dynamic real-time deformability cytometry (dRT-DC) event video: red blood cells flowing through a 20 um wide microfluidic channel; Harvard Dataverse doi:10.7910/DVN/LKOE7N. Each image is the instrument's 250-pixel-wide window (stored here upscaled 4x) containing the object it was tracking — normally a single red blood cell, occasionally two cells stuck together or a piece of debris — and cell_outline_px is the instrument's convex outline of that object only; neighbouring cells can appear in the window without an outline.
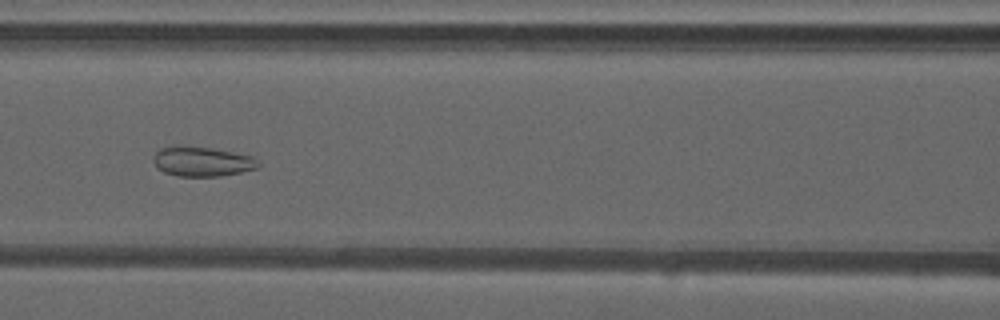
{"species": "common noctule bat (a hibernating species)", "species_latin": "Nyctalus noctula", "temperature_condition": "warm", "stored_images_in_passage": 43, "camera_frame_rate_fps": 3000, "um_per_image_px": 0.085, "animal": {"sex": "male", "forearm_length_mm": 52.5}, "frame": {"image": 1, "passage_image": 16, "time_ms": 5.0, "image_size_px": [1000, 320], "cell_outline_px": [[260, 164], [256, 168], [240, 172], [220, 176], [176, 176], [164, 172], [156, 168], [152, 160], [152, 156], [160, 148], [212, 148], [252, 156]], "centroid_in_image_um": [17.16, 13.76], "position_along_channel_um": 149.4, "area_um2": 17.63}}
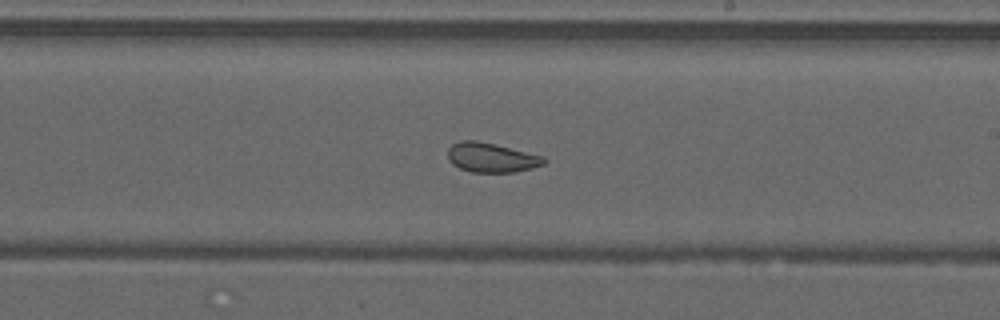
{"frame": {"image": 2, "passage_image": 23, "time_ms": 7.333, "image_size_px": [1000, 320], "cell_outline_px": [[548, 160], [544, 164], [532, 168], [512, 172], [472, 172], [460, 168], [452, 164], [448, 160], [448, 148], [452, 144], [460, 140], [476, 140], [544, 156]], "centroid_in_image_um": [41.75, 13.39], "position_along_channel_um": 247.2, "area_um2": 16.47}}
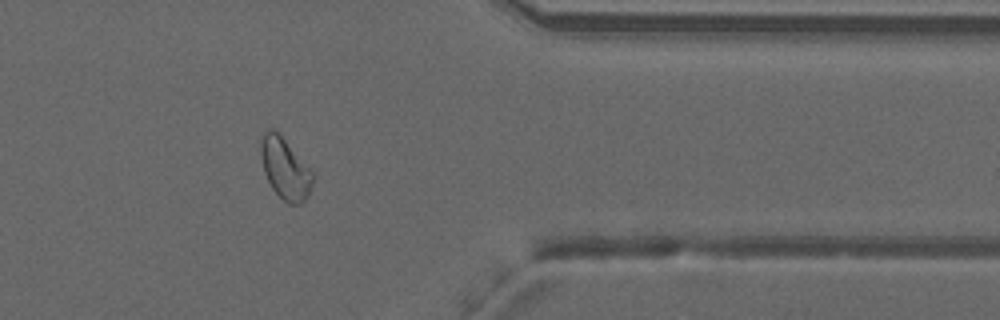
{"frame": {"image": 3, "passage_image": 34, "time_ms": 11.0, "image_size_px": [1000, 320], "cell_outline_px": [[312, 184], [308, 196], [300, 204], [288, 204], [272, 188], [264, 172], [260, 152], [260, 144], [268, 128], [272, 128], [284, 140], [312, 172]], "centroid_in_image_um": [24.21, 14.37], "position_along_channel_um": 387.2, "area_um2": 17.74}, "authors_computed_cell_mechanics": {"area_um2": 19.3052, "velocity_mm_per_s": 4.2137, "shape_relaxation_time_tau1_ms": null, "shape_relaxation_time_tau2_ms": 1.183, "deformation_change_tau1": null, "deformation_change_tau2": 0.0764}}